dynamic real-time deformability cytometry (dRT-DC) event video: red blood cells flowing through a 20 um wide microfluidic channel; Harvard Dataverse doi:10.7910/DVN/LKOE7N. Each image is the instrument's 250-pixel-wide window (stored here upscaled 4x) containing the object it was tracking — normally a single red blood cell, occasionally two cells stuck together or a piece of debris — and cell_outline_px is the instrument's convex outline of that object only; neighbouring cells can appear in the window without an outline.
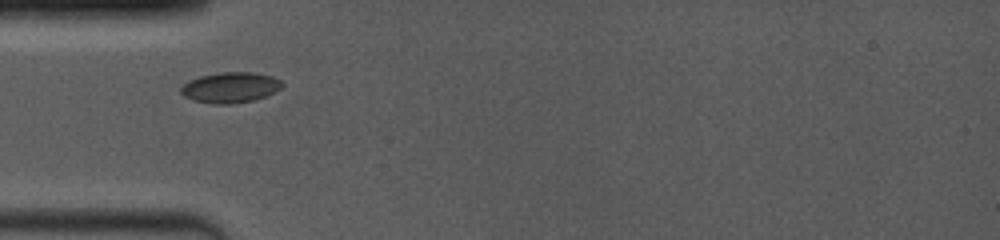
{"species": "common noctule bat (a hibernating species)", "species_latin": "Nyctalus noctula", "temperature_condition": "room temperature", "stored_images_in_passage": 40, "camera_frame_rate_fps": 4000, "um_per_image_px": 0.085, "animal": {"sex": "female", "body_mass_g": 19.0, "forearm_length_mm": 53.3}, "frame": {"image": 1, "passage_image": 1, "time_ms": 0.0, "image_size_px": [1000, 240], "cell_outline_px": [[284, 84], [280, 88], [264, 96], [252, 100], [232, 104], [212, 104], [196, 100], [184, 96], [180, 92], [180, 88], [188, 80], [200, 76], [216, 72], [252, 72], [272, 76], [280, 80]], "centroid_in_image_um": [19.55, 7.42], "position_along_channel_um": 65.5, "area_um2": 17.92}}
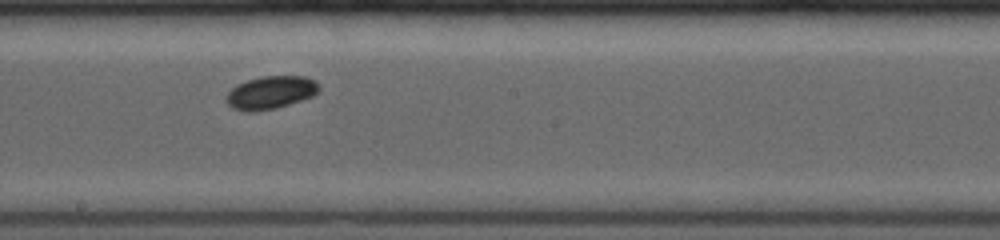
{"frame": {"image": 2, "passage_image": 17, "time_ms": 4.0, "image_size_px": [1000, 240], "cell_outline_px": [[320, 88], [312, 96], [276, 108], [252, 112], [248, 112], [232, 108], [224, 100], [228, 92], [236, 84], [260, 76], [304, 76], [316, 80], [320, 84]], "centroid_in_image_um": [22.98, 7.85], "position_along_channel_um": 225.2, "area_um2": 17.86}}
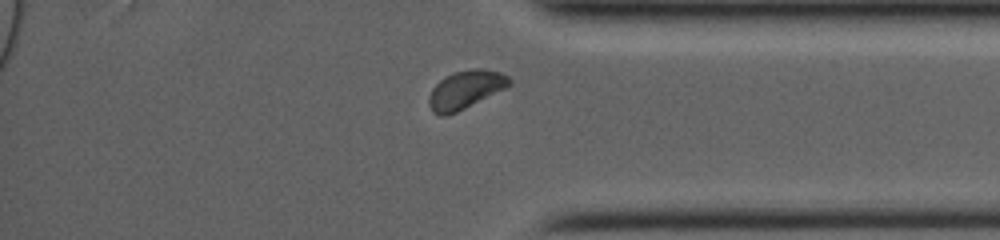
{"frame": {"image": 3, "passage_image": 34, "time_ms": 8.25, "image_size_px": [1000, 240], "cell_outline_px": [[512, 84], [456, 112], [444, 116], [440, 116], [432, 112], [428, 104], [428, 96], [432, 88], [440, 80], [452, 72], [476, 68], [480, 68], [500, 72], [508, 76], [512, 80]], "centroid_in_image_um": [39.53, 7.61], "position_along_channel_um": 395.7, "area_um2": 17.74}, "authors_computed_cell_mechanics": {"area_um2": 17.5423, "velocity_mm_per_s": 4.0182, "shape_relaxation_time_tau1_ms": 2.8265, "shape_relaxation_time_tau2_ms": null, "deformation_change_tau1": 0.0644, "deformation_change_tau2": null}}